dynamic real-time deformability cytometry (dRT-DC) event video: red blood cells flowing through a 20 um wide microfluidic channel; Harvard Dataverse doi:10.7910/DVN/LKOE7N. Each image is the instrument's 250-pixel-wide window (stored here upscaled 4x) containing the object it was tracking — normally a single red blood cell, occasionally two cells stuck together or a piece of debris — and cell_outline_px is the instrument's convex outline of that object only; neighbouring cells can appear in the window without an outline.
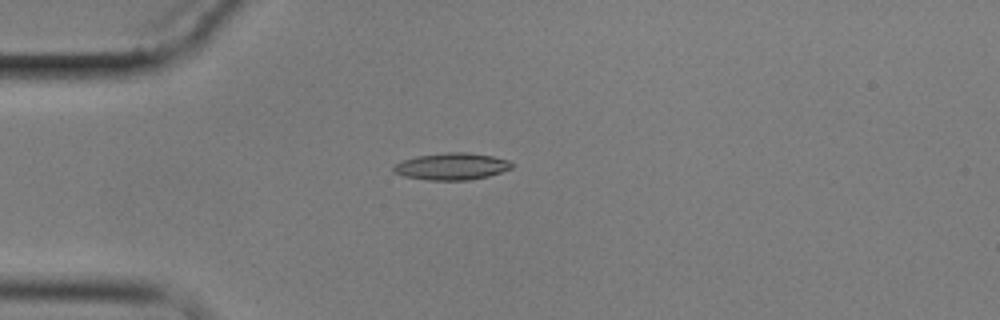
{"species": "common noctule bat (a hibernating species)", "species_latin": "Nyctalus noctula", "temperature_condition": "cold", "stored_images_in_passage": 14, "camera_frame_rate_fps": 3000, "um_per_image_px": 0.085, "animal": {"sex": "male", "body_mass_g": 17.9}, "frame": {"image": 1, "passage_image": 3, "time_ms": 3.333, "image_size_px": [1000, 320], "cell_outline_px": [[512, 168], [488, 176], [468, 180], [428, 180], [404, 176], [392, 172], [392, 168], [400, 160], [416, 156], [444, 152], [468, 152], [492, 156], [508, 160], [512, 164]], "centroid_in_image_um": [38.35, 14.13], "position_along_channel_um": 46.7, "area_um2": 18.61}}
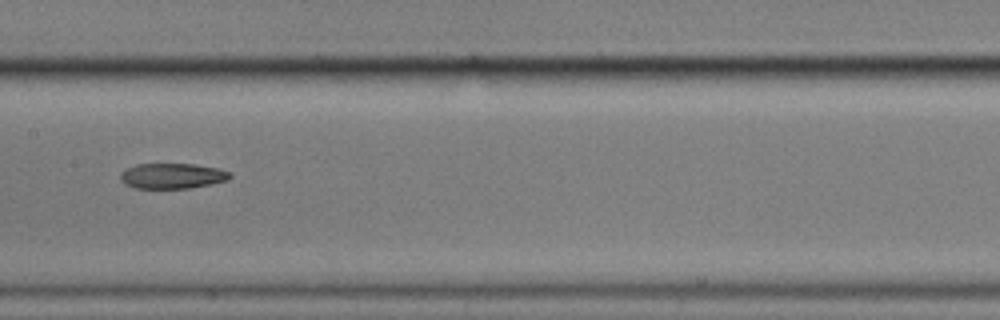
{"frame": {"image": 2, "passage_image": 7, "time_ms": 8.0, "image_size_px": [1000, 320], "cell_outline_px": [[232, 176], [228, 180], [212, 184], [188, 188], [136, 188], [124, 184], [120, 180], [120, 172], [136, 164], [196, 164], [220, 168], [232, 172]], "centroid_in_image_um": [14.68, 14.95], "position_along_channel_um": 192.7, "area_um2": 16.42}}
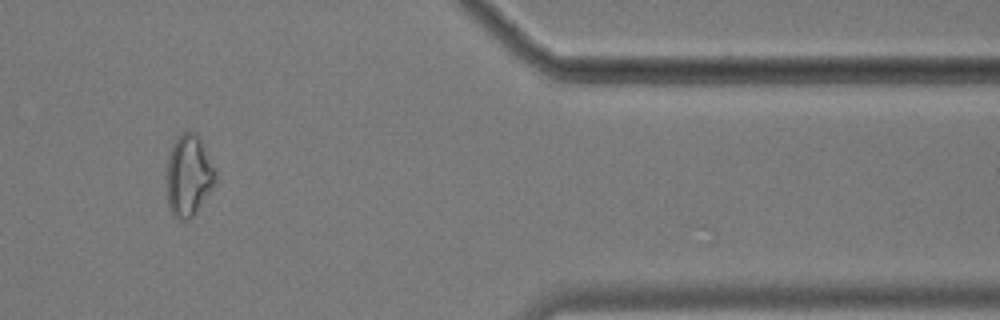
{"frame": {"image": 3, "passage_image": 12, "time_ms": 14.667, "image_size_px": [1000, 320], "cell_outline_px": [[216, 184], [196, 212], [188, 220], [180, 220], [172, 216], [168, 204], [168, 156], [172, 144], [188, 128], [196, 132], [216, 168]], "centroid_in_image_um": [16.07, 14.92], "position_along_channel_um": 395.3, "area_um2": 23.24}, "authors_computed_cell_mechanics": {"area_um2": 18.1203, "velocity_mm_per_s": 3.4709, "shape_relaxation_time_tau1_ms": null, "shape_relaxation_time_tau2_ms": 10.2743, "deformation_change_tau1": null, "deformation_change_tau2": 0.2136}}